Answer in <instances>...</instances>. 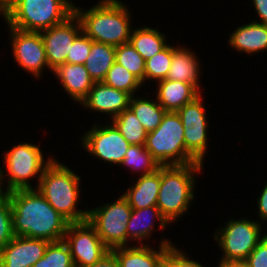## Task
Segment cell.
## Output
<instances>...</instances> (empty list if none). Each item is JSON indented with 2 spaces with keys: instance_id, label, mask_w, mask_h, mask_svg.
<instances>
[{
  "instance_id": "obj_34",
  "label": "cell",
  "mask_w": 267,
  "mask_h": 267,
  "mask_svg": "<svg viewBox=\"0 0 267 267\" xmlns=\"http://www.w3.org/2000/svg\"><path fill=\"white\" fill-rule=\"evenodd\" d=\"M14 237L9 192L0 190V251Z\"/></svg>"
},
{
  "instance_id": "obj_35",
  "label": "cell",
  "mask_w": 267,
  "mask_h": 267,
  "mask_svg": "<svg viewBox=\"0 0 267 267\" xmlns=\"http://www.w3.org/2000/svg\"><path fill=\"white\" fill-rule=\"evenodd\" d=\"M92 45V39L81 32L71 45L67 55L66 63L85 64Z\"/></svg>"
},
{
  "instance_id": "obj_7",
  "label": "cell",
  "mask_w": 267,
  "mask_h": 267,
  "mask_svg": "<svg viewBox=\"0 0 267 267\" xmlns=\"http://www.w3.org/2000/svg\"><path fill=\"white\" fill-rule=\"evenodd\" d=\"M145 147L161 166L197 163L186 152L184 127L177 112L166 111L161 124L147 134Z\"/></svg>"
},
{
  "instance_id": "obj_39",
  "label": "cell",
  "mask_w": 267,
  "mask_h": 267,
  "mask_svg": "<svg viewBox=\"0 0 267 267\" xmlns=\"http://www.w3.org/2000/svg\"><path fill=\"white\" fill-rule=\"evenodd\" d=\"M255 14H258L260 21L257 19L253 20L254 22L267 25V0H252Z\"/></svg>"
},
{
  "instance_id": "obj_8",
  "label": "cell",
  "mask_w": 267,
  "mask_h": 267,
  "mask_svg": "<svg viewBox=\"0 0 267 267\" xmlns=\"http://www.w3.org/2000/svg\"><path fill=\"white\" fill-rule=\"evenodd\" d=\"M246 217L230 218L226 225L217 228L214 240L223 252L221 262L242 263L267 233H262L263 225Z\"/></svg>"
},
{
  "instance_id": "obj_5",
  "label": "cell",
  "mask_w": 267,
  "mask_h": 267,
  "mask_svg": "<svg viewBox=\"0 0 267 267\" xmlns=\"http://www.w3.org/2000/svg\"><path fill=\"white\" fill-rule=\"evenodd\" d=\"M73 13L71 0H13L0 15L10 27L41 32L63 23Z\"/></svg>"
},
{
  "instance_id": "obj_23",
  "label": "cell",
  "mask_w": 267,
  "mask_h": 267,
  "mask_svg": "<svg viewBox=\"0 0 267 267\" xmlns=\"http://www.w3.org/2000/svg\"><path fill=\"white\" fill-rule=\"evenodd\" d=\"M166 38L159 29L141 26L132 29L129 42L146 61L168 45Z\"/></svg>"
},
{
  "instance_id": "obj_29",
  "label": "cell",
  "mask_w": 267,
  "mask_h": 267,
  "mask_svg": "<svg viewBox=\"0 0 267 267\" xmlns=\"http://www.w3.org/2000/svg\"><path fill=\"white\" fill-rule=\"evenodd\" d=\"M208 128L201 126L195 128H184V141L186 152L197 162L204 163V157L208 148Z\"/></svg>"
},
{
  "instance_id": "obj_43",
  "label": "cell",
  "mask_w": 267,
  "mask_h": 267,
  "mask_svg": "<svg viewBox=\"0 0 267 267\" xmlns=\"http://www.w3.org/2000/svg\"><path fill=\"white\" fill-rule=\"evenodd\" d=\"M241 267H247L246 265H244L243 263H241Z\"/></svg>"
},
{
  "instance_id": "obj_15",
  "label": "cell",
  "mask_w": 267,
  "mask_h": 267,
  "mask_svg": "<svg viewBox=\"0 0 267 267\" xmlns=\"http://www.w3.org/2000/svg\"><path fill=\"white\" fill-rule=\"evenodd\" d=\"M131 95L127 92L115 89L103 82H94L88 95L81 101L80 106L94 111L110 115L113 119L118 114L129 108Z\"/></svg>"
},
{
  "instance_id": "obj_30",
  "label": "cell",
  "mask_w": 267,
  "mask_h": 267,
  "mask_svg": "<svg viewBox=\"0 0 267 267\" xmlns=\"http://www.w3.org/2000/svg\"><path fill=\"white\" fill-rule=\"evenodd\" d=\"M32 267H75L69 246L64 240L49 242L45 255Z\"/></svg>"
},
{
  "instance_id": "obj_12",
  "label": "cell",
  "mask_w": 267,
  "mask_h": 267,
  "mask_svg": "<svg viewBox=\"0 0 267 267\" xmlns=\"http://www.w3.org/2000/svg\"><path fill=\"white\" fill-rule=\"evenodd\" d=\"M11 50L14 61L27 71L34 79H41L47 63L45 47L40 32H27L15 29L8 25Z\"/></svg>"
},
{
  "instance_id": "obj_37",
  "label": "cell",
  "mask_w": 267,
  "mask_h": 267,
  "mask_svg": "<svg viewBox=\"0 0 267 267\" xmlns=\"http://www.w3.org/2000/svg\"><path fill=\"white\" fill-rule=\"evenodd\" d=\"M242 263L247 267H267V234Z\"/></svg>"
},
{
  "instance_id": "obj_21",
  "label": "cell",
  "mask_w": 267,
  "mask_h": 267,
  "mask_svg": "<svg viewBox=\"0 0 267 267\" xmlns=\"http://www.w3.org/2000/svg\"><path fill=\"white\" fill-rule=\"evenodd\" d=\"M230 48L244 54H256L267 50V25L251 21L239 25L229 35Z\"/></svg>"
},
{
  "instance_id": "obj_6",
  "label": "cell",
  "mask_w": 267,
  "mask_h": 267,
  "mask_svg": "<svg viewBox=\"0 0 267 267\" xmlns=\"http://www.w3.org/2000/svg\"><path fill=\"white\" fill-rule=\"evenodd\" d=\"M5 151L6 153L2 156L5 169L3 170L4 167L0 166V190L6 192L33 189V187L37 189L43 171L55 158L51 155L45 159L46 156L41 147L29 142L19 143ZM5 178L7 181H4ZM31 178H37L35 179L37 180L36 186L31 184ZM4 183L7 185L5 186Z\"/></svg>"
},
{
  "instance_id": "obj_26",
  "label": "cell",
  "mask_w": 267,
  "mask_h": 267,
  "mask_svg": "<svg viewBox=\"0 0 267 267\" xmlns=\"http://www.w3.org/2000/svg\"><path fill=\"white\" fill-rule=\"evenodd\" d=\"M119 166L130 168L129 170L132 173L134 171L141 172L138 175L142 176L155 173L161 167V164L146 149L145 145H129L125 158Z\"/></svg>"
},
{
  "instance_id": "obj_38",
  "label": "cell",
  "mask_w": 267,
  "mask_h": 267,
  "mask_svg": "<svg viewBox=\"0 0 267 267\" xmlns=\"http://www.w3.org/2000/svg\"><path fill=\"white\" fill-rule=\"evenodd\" d=\"M257 207H258V218L257 221L260 224H265L267 222V183L262 188L259 198L257 199ZM263 222V223H262Z\"/></svg>"
},
{
  "instance_id": "obj_2",
  "label": "cell",
  "mask_w": 267,
  "mask_h": 267,
  "mask_svg": "<svg viewBox=\"0 0 267 267\" xmlns=\"http://www.w3.org/2000/svg\"><path fill=\"white\" fill-rule=\"evenodd\" d=\"M82 32L94 42L119 46L130 40L133 22L127 4L121 0H100L89 9L74 5Z\"/></svg>"
},
{
  "instance_id": "obj_31",
  "label": "cell",
  "mask_w": 267,
  "mask_h": 267,
  "mask_svg": "<svg viewBox=\"0 0 267 267\" xmlns=\"http://www.w3.org/2000/svg\"><path fill=\"white\" fill-rule=\"evenodd\" d=\"M115 61L134 74L144 85L145 60L130 42L116 46Z\"/></svg>"
},
{
  "instance_id": "obj_9",
  "label": "cell",
  "mask_w": 267,
  "mask_h": 267,
  "mask_svg": "<svg viewBox=\"0 0 267 267\" xmlns=\"http://www.w3.org/2000/svg\"><path fill=\"white\" fill-rule=\"evenodd\" d=\"M132 208L120 195L113 203L88 208L87 221L95 228L101 241L111 250L127 246V224Z\"/></svg>"
},
{
  "instance_id": "obj_1",
  "label": "cell",
  "mask_w": 267,
  "mask_h": 267,
  "mask_svg": "<svg viewBox=\"0 0 267 267\" xmlns=\"http://www.w3.org/2000/svg\"><path fill=\"white\" fill-rule=\"evenodd\" d=\"M9 198L15 236L49 242L64 239L70 222L47 202L38 189L10 191Z\"/></svg>"
},
{
  "instance_id": "obj_17",
  "label": "cell",
  "mask_w": 267,
  "mask_h": 267,
  "mask_svg": "<svg viewBox=\"0 0 267 267\" xmlns=\"http://www.w3.org/2000/svg\"><path fill=\"white\" fill-rule=\"evenodd\" d=\"M155 222H157V226L159 224L158 227L162 230L171 225L162 216L157 206L133 209L127 224V246H131L128 244L129 242H132V244L137 242L136 245H145L144 242L152 237V232L156 229Z\"/></svg>"
},
{
  "instance_id": "obj_14",
  "label": "cell",
  "mask_w": 267,
  "mask_h": 267,
  "mask_svg": "<svg viewBox=\"0 0 267 267\" xmlns=\"http://www.w3.org/2000/svg\"><path fill=\"white\" fill-rule=\"evenodd\" d=\"M49 241L15 236L0 251V267H32L45 255Z\"/></svg>"
},
{
  "instance_id": "obj_36",
  "label": "cell",
  "mask_w": 267,
  "mask_h": 267,
  "mask_svg": "<svg viewBox=\"0 0 267 267\" xmlns=\"http://www.w3.org/2000/svg\"><path fill=\"white\" fill-rule=\"evenodd\" d=\"M164 264L167 267H204V265H201L202 262L191 259L190 256H187V253L175 245L168 250Z\"/></svg>"
},
{
  "instance_id": "obj_3",
  "label": "cell",
  "mask_w": 267,
  "mask_h": 267,
  "mask_svg": "<svg viewBox=\"0 0 267 267\" xmlns=\"http://www.w3.org/2000/svg\"><path fill=\"white\" fill-rule=\"evenodd\" d=\"M71 169L55 157L43 171L37 189L70 223L83 222L87 220L88 209L81 210L77 207L81 197V176Z\"/></svg>"
},
{
  "instance_id": "obj_33",
  "label": "cell",
  "mask_w": 267,
  "mask_h": 267,
  "mask_svg": "<svg viewBox=\"0 0 267 267\" xmlns=\"http://www.w3.org/2000/svg\"><path fill=\"white\" fill-rule=\"evenodd\" d=\"M202 93L192 102L185 104L177 113L179 114L184 128L209 126L208 114H206Z\"/></svg>"
},
{
  "instance_id": "obj_27",
  "label": "cell",
  "mask_w": 267,
  "mask_h": 267,
  "mask_svg": "<svg viewBox=\"0 0 267 267\" xmlns=\"http://www.w3.org/2000/svg\"><path fill=\"white\" fill-rule=\"evenodd\" d=\"M111 122L130 145H145L148 132L130 108L118 114Z\"/></svg>"
},
{
  "instance_id": "obj_20",
  "label": "cell",
  "mask_w": 267,
  "mask_h": 267,
  "mask_svg": "<svg viewBox=\"0 0 267 267\" xmlns=\"http://www.w3.org/2000/svg\"><path fill=\"white\" fill-rule=\"evenodd\" d=\"M155 93L158 103L165 111L177 112L185 104L192 102L202 92L190 83L164 79L157 82Z\"/></svg>"
},
{
  "instance_id": "obj_19",
  "label": "cell",
  "mask_w": 267,
  "mask_h": 267,
  "mask_svg": "<svg viewBox=\"0 0 267 267\" xmlns=\"http://www.w3.org/2000/svg\"><path fill=\"white\" fill-rule=\"evenodd\" d=\"M199 64L201 62L197 54L191 49L172 45V62L166 79L190 83L200 91L202 84L199 83V79L202 66Z\"/></svg>"
},
{
  "instance_id": "obj_4",
  "label": "cell",
  "mask_w": 267,
  "mask_h": 267,
  "mask_svg": "<svg viewBox=\"0 0 267 267\" xmlns=\"http://www.w3.org/2000/svg\"><path fill=\"white\" fill-rule=\"evenodd\" d=\"M203 166L201 163H190L160 167L157 207L169 224L183 219L182 216L188 212L195 199L196 177Z\"/></svg>"
},
{
  "instance_id": "obj_22",
  "label": "cell",
  "mask_w": 267,
  "mask_h": 267,
  "mask_svg": "<svg viewBox=\"0 0 267 267\" xmlns=\"http://www.w3.org/2000/svg\"><path fill=\"white\" fill-rule=\"evenodd\" d=\"M160 189V168L148 175L139 176L122 195L128 200L132 209L157 206Z\"/></svg>"
},
{
  "instance_id": "obj_41",
  "label": "cell",
  "mask_w": 267,
  "mask_h": 267,
  "mask_svg": "<svg viewBox=\"0 0 267 267\" xmlns=\"http://www.w3.org/2000/svg\"><path fill=\"white\" fill-rule=\"evenodd\" d=\"M218 267H241V263L234 262H219Z\"/></svg>"
},
{
  "instance_id": "obj_16",
  "label": "cell",
  "mask_w": 267,
  "mask_h": 267,
  "mask_svg": "<svg viewBox=\"0 0 267 267\" xmlns=\"http://www.w3.org/2000/svg\"><path fill=\"white\" fill-rule=\"evenodd\" d=\"M158 250L145 245H132L111 249L119 267H160L164 263L168 250L174 245L172 240L160 239Z\"/></svg>"
},
{
  "instance_id": "obj_40",
  "label": "cell",
  "mask_w": 267,
  "mask_h": 267,
  "mask_svg": "<svg viewBox=\"0 0 267 267\" xmlns=\"http://www.w3.org/2000/svg\"><path fill=\"white\" fill-rule=\"evenodd\" d=\"M86 267H119L115 256L110 252L101 261Z\"/></svg>"
},
{
  "instance_id": "obj_25",
  "label": "cell",
  "mask_w": 267,
  "mask_h": 267,
  "mask_svg": "<svg viewBox=\"0 0 267 267\" xmlns=\"http://www.w3.org/2000/svg\"><path fill=\"white\" fill-rule=\"evenodd\" d=\"M137 96V94L131 96L129 108L148 133L154 131L161 124L166 111L158 103L157 98L154 100L147 98V96Z\"/></svg>"
},
{
  "instance_id": "obj_18",
  "label": "cell",
  "mask_w": 267,
  "mask_h": 267,
  "mask_svg": "<svg viewBox=\"0 0 267 267\" xmlns=\"http://www.w3.org/2000/svg\"><path fill=\"white\" fill-rule=\"evenodd\" d=\"M52 73L55 74L57 81L61 82L62 89L71 97V100L78 104L88 95L94 84L84 64L65 63Z\"/></svg>"
},
{
  "instance_id": "obj_42",
  "label": "cell",
  "mask_w": 267,
  "mask_h": 267,
  "mask_svg": "<svg viewBox=\"0 0 267 267\" xmlns=\"http://www.w3.org/2000/svg\"><path fill=\"white\" fill-rule=\"evenodd\" d=\"M13 0H0V14L5 10V8L12 2Z\"/></svg>"
},
{
  "instance_id": "obj_32",
  "label": "cell",
  "mask_w": 267,
  "mask_h": 267,
  "mask_svg": "<svg viewBox=\"0 0 267 267\" xmlns=\"http://www.w3.org/2000/svg\"><path fill=\"white\" fill-rule=\"evenodd\" d=\"M171 62L172 45L168 44L163 50L145 61L144 84L147 80H153L156 83L166 79Z\"/></svg>"
},
{
  "instance_id": "obj_11",
  "label": "cell",
  "mask_w": 267,
  "mask_h": 267,
  "mask_svg": "<svg viewBox=\"0 0 267 267\" xmlns=\"http://www.w3.org/2000/svg\"><path fill=\"white\" fill-rule=\"evenodd\" d=\"M63 240L69 246L75 267L93 265L110 253L87 220L69 223Z\"/></svg>"
},
{
  "instance_id": "obj_28",
  "label": "cell",
  "mask_w": 267,
  "mask_h": 267,
  "mask_svg": "<svg viewBox=\"0 0 267 267\" xmlns=\"http://www.w3.org/2000/svg\"><path fill=\"white\" fill-rule=\"evenodd\" d=\"M104 84L115 89L129 93L131 96L136 95L141 90L142 82L125 67L119 65L116 61L108 70L104 80Z\"/></svg>"
},
{
  "instance_id": "obj_24",
  "label": "cell",
  "mask_w": 267,
  "mask_h": 267,
  "mask_svg": "<svg viewBox=\"0 0 267 267\" xmlns=\"http://www.w3.org/2000/svg\"><path fill=\"white\" fill-rule=\"evenodd\" d=\"M116 47L109 44L98 43L92 40L91 49L85 68L94 82H102L115 62Z\"/></svg>"
},
{
  "instance_id": "obj_13",
  "label": "cell",
  "mask_w": 267,
  "mask_h": 267,
  "mask_svg": "<svg viewBox=\"0 0 267 267\" xmlns=\"http://www.w3.org/2000/svg\"><path fill=\"white\" fill-rule=\"evenodd\" d=\"M81 32L82 26L75 13L63 23L40 32L50 71L66 63L71 45Z\"/></svg>"
},
{
  "instance_id": "obj_44",
  "label": "cell",
  "mask_w": 267,
  "mask_h": 267,
  "mask_svg": "<svg viewBox=\"0 0 267 267\" xmlns=\"http://www.w3.org/2000/svg\"><path fill=\"white\" fill-rule=\"evenodd\" d=\"M160 267H167L164 263Z\"/></svg>"
},
{
  "instance_id": "obj_10",
  "label": "cell",
  "mask_w": 267,
  "mask_h": 267,
  "mask_svg": "<svg viewBox=\"0 0 267 267\" xmlns=\"http://www.w3.org/2000/svg\"><path fill=\"white\" fill-rule=\"evenodd\" d=\"M107 121L106 125L92 124L91 129L79 139L80 145L91 157L108 164L120 165L130 144L120 134L116 126L112 122L107 124Z\"/></svg>"
}]
</instances>
